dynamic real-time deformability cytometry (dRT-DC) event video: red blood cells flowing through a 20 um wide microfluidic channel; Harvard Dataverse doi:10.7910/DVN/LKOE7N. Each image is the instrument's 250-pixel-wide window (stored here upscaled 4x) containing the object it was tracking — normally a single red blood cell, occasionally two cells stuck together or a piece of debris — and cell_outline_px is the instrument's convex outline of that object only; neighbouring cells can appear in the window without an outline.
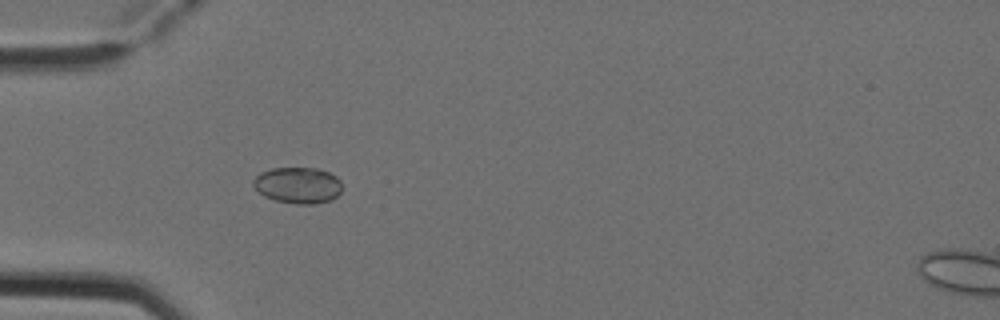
{"species": "Egyptian fruit bat (a non-hibernating species)", "species_latin": "Rousettus aegyptiacus", "temperature_condition": "cold", "stored_images_in_passage": 8, "camera_frame_rate_fps": 3000, "um_per_image_px": 0.085, "animal": {"sex": "female"}, "frame": {"image": 1, "passage_image": 5, "time_ms": 1.333, "image_size_px": [1000, 320], "cell_outline_px": [[340, 192], [332, 200], [316, 204], [296, 204], [276, 200], [264, 196], [252, 184], [252, 180], [260, 172], [272, 168], [316, 168], [328, 172], [336, 176], [340, 180]], "centroid_in_image_um": [25.31, 15.74], "position_along_channel_um": 59.7, "area_um2": 18.73}}
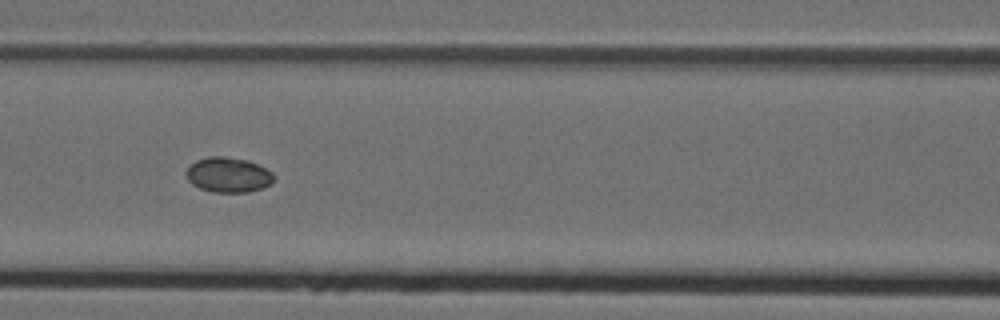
{"frame": {"image": 2, "passage_image": 7, "time_ms": 2.0, "image_size_px": [1000, 320], "cell_outline_px": [[272, 180], [268, 184], [260, 188], [248, 192], [212, 192], [200, 188], [192, 184], [188, 180], [184, 172], [196, 160], [208, 156], [224, 156], [248, 160], [272, 172]], "centroid_in_image_um": [19.34, 14.85], "position_along_channel_um": 147.3, "area_um2": 17.69}}
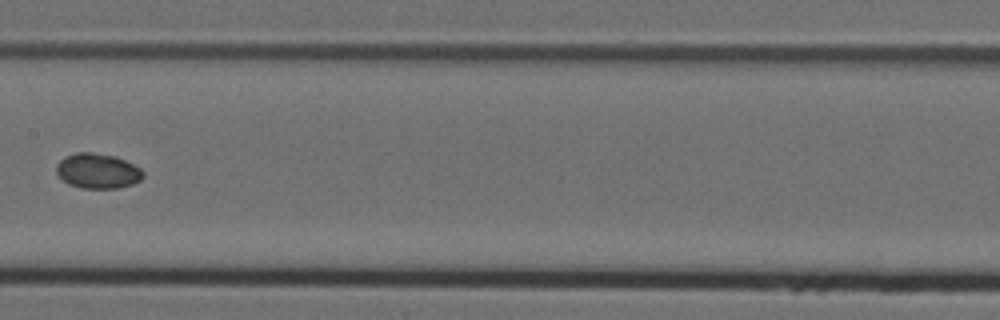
{"frame": {"image": 3, "passage_image": 8, "time_ms": 2.333, "image_size_px": [1000, 320], "cell_outline_px": [[144, 176], [140, 180], [132, 184], [116, 188], [80, 188], [68, 184], [56, 172], [56, 164], [64, 156], [76, 152], [92, 152], [116, 156], [140, 168], [144, 172]], "centroid_in_image_um": [8.28, 14.52], "position_along_channel_um": 199.1, "area_um2": 17.74}}